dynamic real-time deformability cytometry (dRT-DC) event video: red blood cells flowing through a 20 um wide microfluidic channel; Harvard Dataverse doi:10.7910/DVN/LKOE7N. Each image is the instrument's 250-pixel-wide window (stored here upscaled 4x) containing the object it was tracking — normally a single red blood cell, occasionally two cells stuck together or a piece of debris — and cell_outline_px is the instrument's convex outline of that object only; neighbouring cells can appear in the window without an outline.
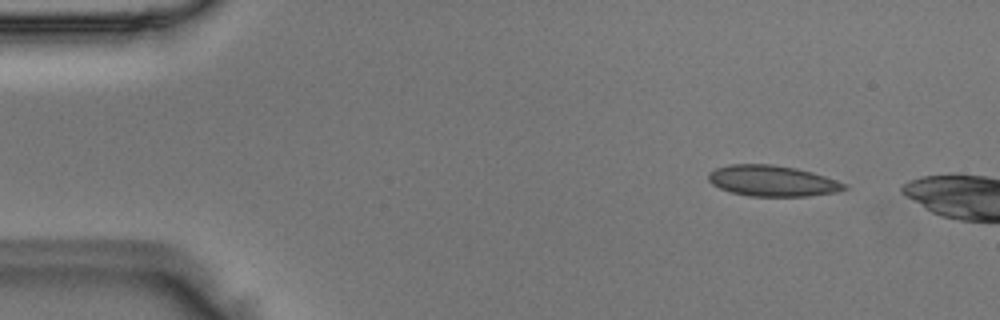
{"species": "Egyptian fruit bat (a non-hibernating species)", "species_latin": "Rousettus aegyptiacus", "temperature_condition": "room temperature", "stored_images_in_passage": 40, "camera_frame_rate_fps": 3000, "um_per_image_px": 0.085, "animal": {"sex": "male"}, "frame": {"image": 1, "passage_image": 1, "time_ms": 0.0, "image_size_px": [1000, 320], "cell_outline_px": [[848, 188], [836, 192], [808, 196], [748, 196], [732, 192], [720, 188], [712, 184], [708, 180], [708, 172], [716, 168], [728, 164], [772, 164], [796, 168], [812, 172], [848, 184]], "centroid_in_image_um": [65.64, 15.37], "position_along_channel_um": 19.4, "area_um2": 24.51}}
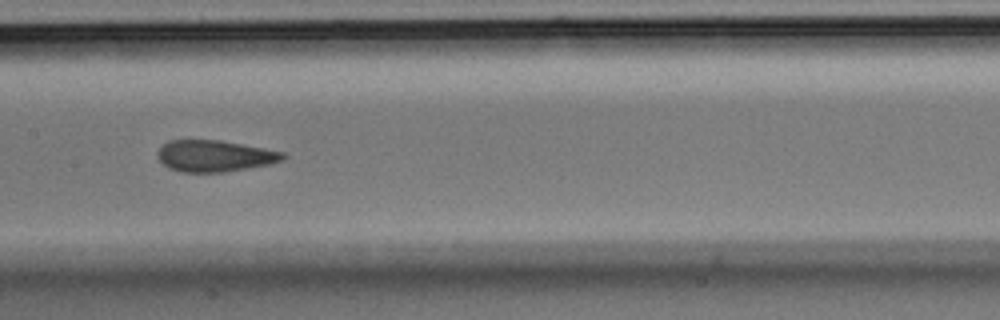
{"frame": {"image": 2, "passage_image": 20, "time_ms": 6.333, "image_size_px": [1000, 320], "cell_outline_px": [[288, 156], [284, 160], [268, 164], [248, 168], [224, 172], [180, 172], [168, 168], [156, 156], [156, 152], [168, 140], [220, 140], [264, 148], [284, 152]], "centroid_in_image_um": [18.24, 13.25], "position_along_channel_um": 189.2, "area_um2": 23.06}}
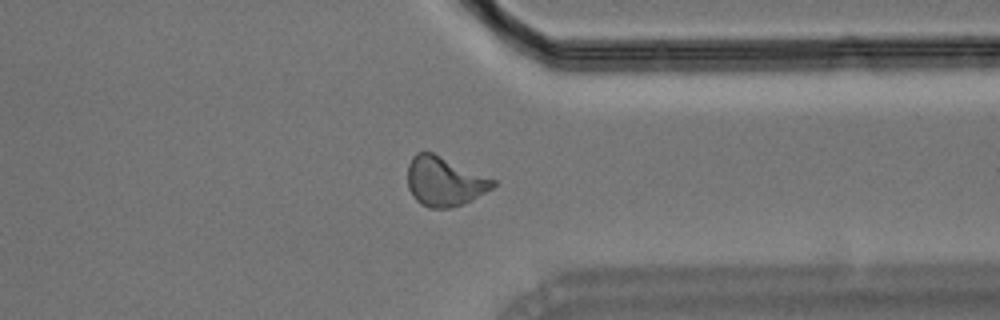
{"frame": {"image": 3, "passage_image": 34, "time_ms": 11.0, "image_size_px": [1000, 320], "cell_outline_px": [[496, 184], [492, 188], [472, 200], [464, 204], [452, 208], [428, 208], [420, 204], [412, 196], [408, 188], [408, 164], [412, 156], [416, 152], [432, 152], [496, 180]], "centroid_in_image_um": [37.76, 15.43], "position_along_channel_um": 373.6, "area_um2": 24.62}}